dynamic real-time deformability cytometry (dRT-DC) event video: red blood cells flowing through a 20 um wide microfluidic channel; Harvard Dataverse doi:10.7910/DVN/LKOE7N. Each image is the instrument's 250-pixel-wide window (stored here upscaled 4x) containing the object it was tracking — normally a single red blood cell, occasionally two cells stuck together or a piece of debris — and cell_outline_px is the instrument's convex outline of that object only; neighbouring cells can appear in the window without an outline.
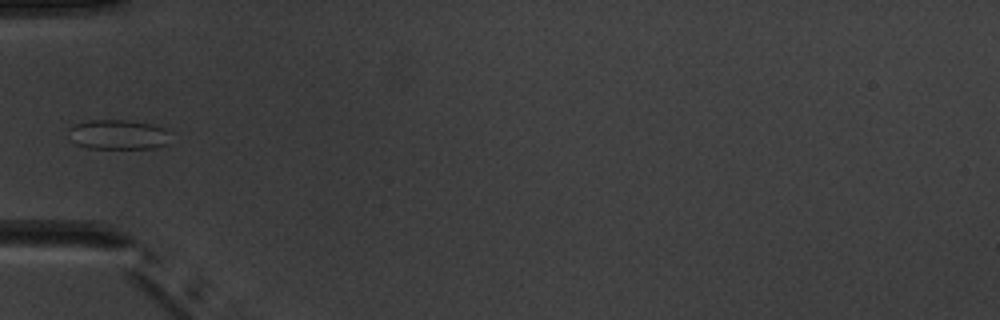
{"species": "common noctule bat (a hibernating species)", "species_latin": "Nyctalus noctula", "temperature_condition": "warm", "stored_images_in_passage": 5, "camera_frame_rate_fps": 3000, "um_per_image_px": 0.085, "animal": {"sex": "male", "body_mass_g": 20.1, "forearm_length_mm": 53.5}, "frame": {"image": 1, "passage_image": 5, "time_ms": 4.667, "image_size_px": [1000, 320], "cell_outline_px": [[172, 132], [164, 144], [152, 148], [88, 148], [76, 144], [72, 140], [68, 128], [76, 124], [88, 120], [128, 120], [152, 124], [164, 128]], "centroid_in_image_um": [10.04, 11.43], "position_along_channel_um": 75.0, "area_um2": 17.57}}